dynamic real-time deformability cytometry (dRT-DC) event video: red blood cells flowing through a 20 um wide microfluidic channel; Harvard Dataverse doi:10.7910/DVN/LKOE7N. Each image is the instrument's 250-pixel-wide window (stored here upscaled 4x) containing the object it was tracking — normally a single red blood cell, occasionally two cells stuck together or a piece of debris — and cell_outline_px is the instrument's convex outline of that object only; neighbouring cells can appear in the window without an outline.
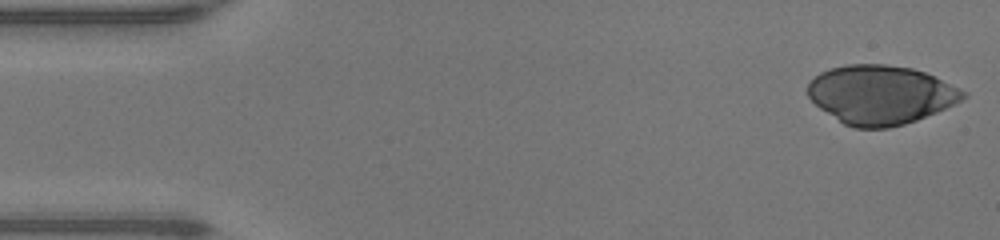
{"species": "human", "species_latin": "Homo sapiens", "temperature_condition": "warm", "stored_images_in_passage": 46, "camera_frame_rate_fps": 3000, "um_per_image_px": 0.085, "donor": {"sex": "male"}, "frame": {"image": 1, "passage_image": 1, "time_ms": 0.0, "image_size_px": [1000, 240], "cell_outline_px": [[968, 96], [936, 112], [916, 120], [904, 124], [888, 128], [856, 128], [844, 124], [820, 108], [808, 96], [808, 84], [820, 72], [832, 68], [848, 64], [884, 64], [912, 68], [924, 72], [968, 92]], "centroid_in_image_um": [74.85, 8.05], "position_along_channel_um": 10.2, "area_um2": 52.83}}
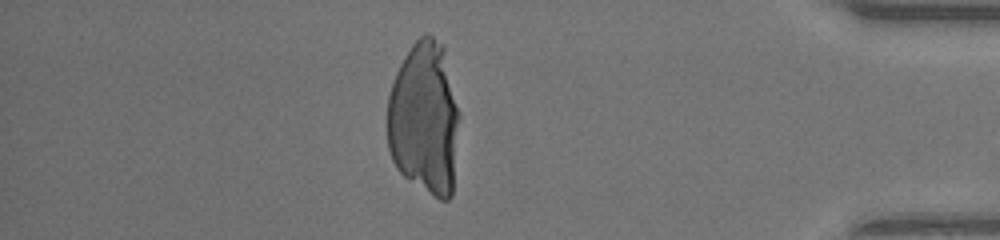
{"frame": {"image": 2, "passage_image": 40, "time_ms": 13.0, "image_size_px": [1000, 240], "cell_outline_px": [[460, 116], [452, 196], [448, 200], [440, 200], [404, 176], [396, 168], [392, 160], [388, 148], [388, 96], [396, 72], [404, 56], [412, 44], [424, 32], [428, 32], [444, 44], [460, 112]], "centroid_in_image_um": [36.1, 10.03], "position_along_channel_um": 399.1, "area_um2": 65.26}}